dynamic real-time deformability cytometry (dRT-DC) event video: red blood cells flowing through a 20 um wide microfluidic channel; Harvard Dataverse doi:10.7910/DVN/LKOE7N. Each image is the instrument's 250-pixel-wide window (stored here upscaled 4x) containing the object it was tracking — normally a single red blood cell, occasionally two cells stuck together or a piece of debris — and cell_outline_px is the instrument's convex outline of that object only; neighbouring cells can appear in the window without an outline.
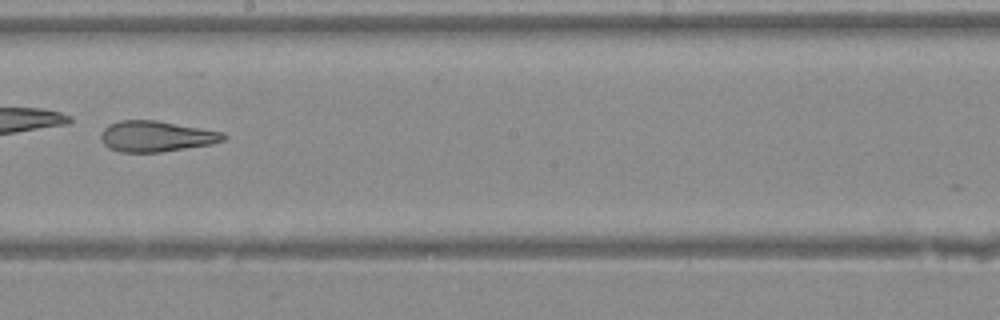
{"species": "Egyptian fruit bat (a non-hibernating species)", "species_latin": "Rousettus aegyptiacus", "temperature_condition": "warm", "stored_images_in_passage": 21, "camera_frame_rate_fps": 3000, "um_per_image_px": 0.085, "animal": {"sex": "female"}, "frame": {"image": 1, "passage_image": 17, "time_ms": 5.333, "image_size_px": [1000, 320], "cell_outline_px": [[228, 136], [224, 140], [212, 144], [160, 152], [120, 152], [108, 148], [104, 144], [100, 136], [104, 128], [108, 124], [120, 120], [156, 120], [224, 132]], "centroid_in_image_um": [13.28, 11.58], "position_along_channel_um": 234.9, "area_um2": 22.08}}